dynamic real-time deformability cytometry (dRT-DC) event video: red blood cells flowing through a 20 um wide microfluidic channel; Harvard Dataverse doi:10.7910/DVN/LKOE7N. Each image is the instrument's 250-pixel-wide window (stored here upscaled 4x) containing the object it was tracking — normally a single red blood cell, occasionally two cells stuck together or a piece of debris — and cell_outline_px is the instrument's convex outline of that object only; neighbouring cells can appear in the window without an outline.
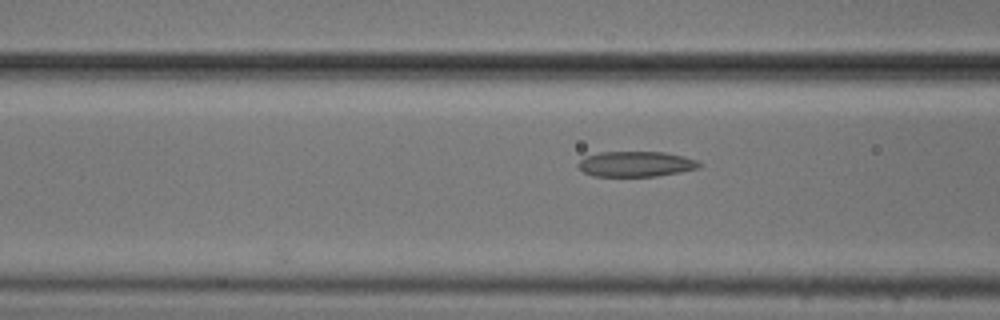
{"species": "common noctule bat (a hibernating species)", "species_latin": "Nyctalus noctula", "temperature_condition": "cold", "stored_images_in_passage": 8, "camera_frame_rate_fps": 3000, "um_per_image_px": 0.085, "animal": {"sex": "male", "body_mass_g": 20.5, "forearm_length_mm": 52.5}, "frame": {"image": 1, "passage_image": 8, "time_ms": 2.333, "image_size_px": [1000, 320], "cell_outline_px": [[704, 164], [700, 168], [680, 172], [656, 176], [592, 176], [584, 172], [576, 164], [584, 156], [600, 152], [664, 152], [684, 156], [696, 160]], "centroid_in_image_um": [54.06, 13.94], "position_along_channel_um": 112.5, "area_um2": 18.03}}